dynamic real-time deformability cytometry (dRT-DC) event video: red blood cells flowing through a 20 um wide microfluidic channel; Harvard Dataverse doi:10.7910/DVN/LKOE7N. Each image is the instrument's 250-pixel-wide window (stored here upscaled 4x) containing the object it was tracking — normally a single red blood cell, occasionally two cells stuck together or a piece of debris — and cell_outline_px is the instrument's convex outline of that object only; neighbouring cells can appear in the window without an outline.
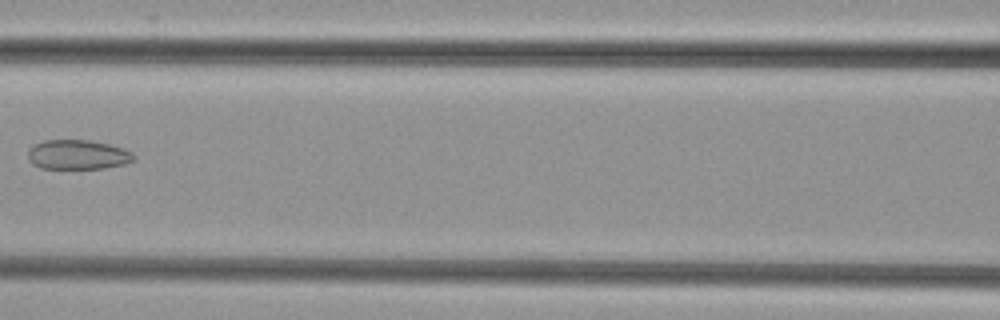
{"species": "common noctule bat (a hibernating species)", "species_latin": "Nyctalus noctula", "temperature_condition": "cold", "stored_images_in_passage": 7, "camera_frame_rate_fps": 3000, "um_per_image_px": 0.085, "animal": {"sex": "female", "body_mass_g": 29.2, "forearm_length_mm": 56.3}, "frame": {"image": 1, "passage_image": 6, "time_ms": 1.667, "image_size_px": [1000, 320], "cell_outline_px": [[136, 160], [124, 164], [104, 168], [40, 168], [32, 164], [28, 160], [28, 148], [44, 140], [88, 140], [108, 144], [124, 148], [132, 152], [136, 156]], "centroid_in_image_um": [6.62, 13.14], "position_along_channel_um": 160.0, "area_um2": 18.32}}
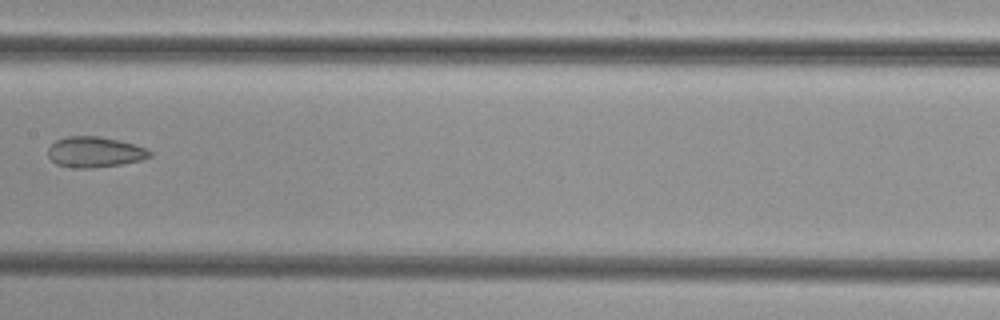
{"frame": {"image": 2, "passage_image": 7, "time_ms": 2.0, "image_size_px": [1000, 320], "cell_outline_px": [[152, 156], [140, 160], [120, 164], [92, 168], [72, 168], [56, 164], [48, 156], [48, 148], [56, 140], [68, 136], [100, 136], [120, 140], [136, 144], [148, 148], [152, 152]], "centroid_in_image_um": [8.08, 12.91], "position_along_channel_um": 199.3, "area_um2": 18.32}}